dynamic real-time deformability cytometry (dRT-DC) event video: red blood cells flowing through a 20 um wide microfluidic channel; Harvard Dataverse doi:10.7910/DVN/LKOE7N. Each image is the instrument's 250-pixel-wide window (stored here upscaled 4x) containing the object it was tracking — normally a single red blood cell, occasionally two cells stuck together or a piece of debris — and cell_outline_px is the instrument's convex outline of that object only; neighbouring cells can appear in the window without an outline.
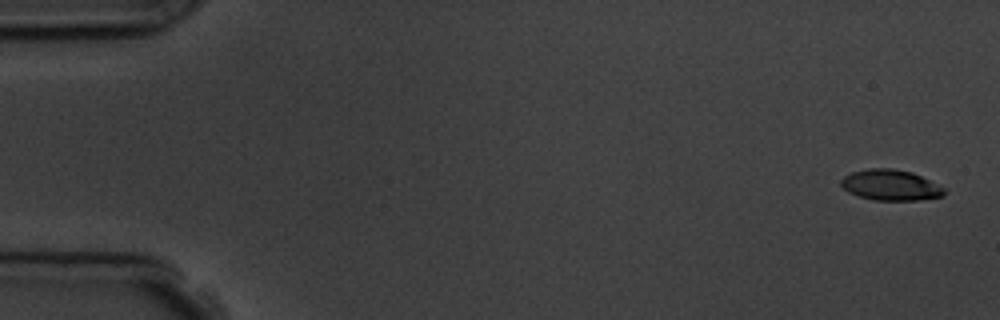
{"species": "common noctule bat (a hibernating species)", "species_latin": "Nyctalus noctula", "temperature_condition": "room temperature", "stored_images_in_passage": 6, "segment_of_instrument_passage": [1, 2], "camera_frame_rate_fps": 3000, "um_per_image_px": 0.085, "animal": {"sex": "male", "body_mass_g": 19.5, "forearm_length_mm": 54.6}, "frame": {"image": 1, "passage_image": 1, "time_ms": 0.0, "image_size_px": [1000, 320], "cell_outline_px": [[944, 196], [920, 200], [872, 200], [848, 192], [840, 184], [840, 180], [844, 176], [852, 172], [872, 168], [892, 168], [912, 172], [944, 188]], "centroid_in_image_um": [75.68, 15.73], "position_along_channel_um": 9.3, "area_um2": 18.32}}
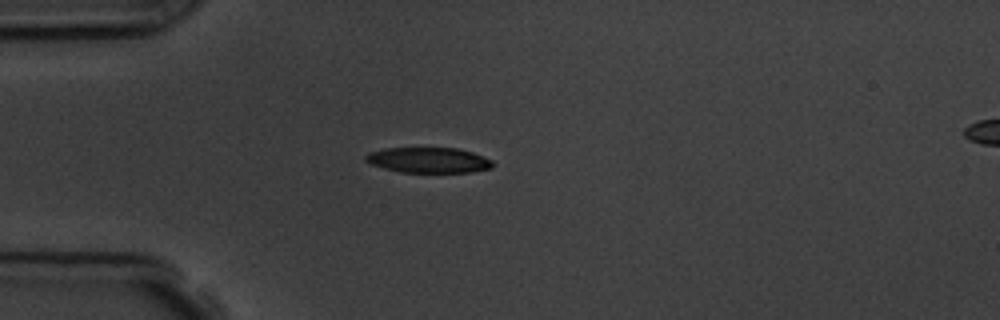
{"frame": {"image": 2, "passage_image": 5, "time_ms": 4.333, "image_size_px": [1000, 320], "cell_outline_px": [[496, 164], [492, 168], [472, 172], [400, 172], [384, 168], [372, 164], [364, 160], [364, 156], [368, 152], [384, 148], [456, 148], [472, 152], [492, 160]], "centroid_in_image_um": [36.43, 13.61], "position_along_channel_um": 48.6, "area_um2": 18.9}}